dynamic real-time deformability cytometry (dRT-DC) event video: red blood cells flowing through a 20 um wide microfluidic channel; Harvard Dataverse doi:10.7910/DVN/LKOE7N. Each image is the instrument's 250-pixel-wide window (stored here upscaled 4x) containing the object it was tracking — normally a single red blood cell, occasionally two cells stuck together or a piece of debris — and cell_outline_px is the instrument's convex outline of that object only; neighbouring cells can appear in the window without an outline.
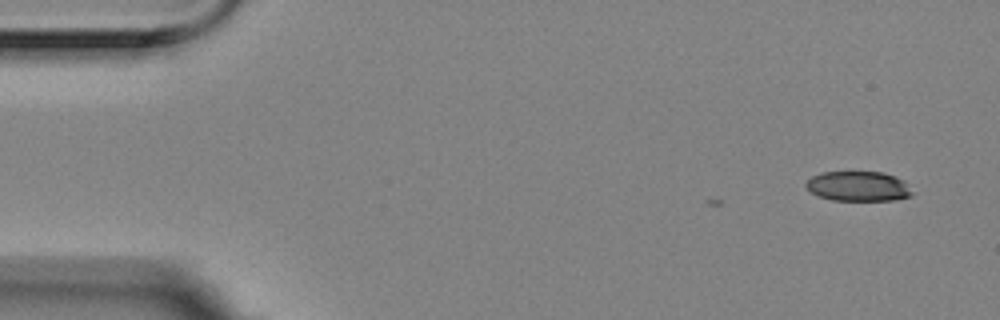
{"species": "Egyptian fruit bat (a non-hibernating species)", "species_latin": "Rousettus aegyptiacus", "temperature_condition": "room temperature", "stored_images_in_passage": 6, "camera_frame_rate_fps": 3000, "um_per_image_px": 0.085, "animal": {"sex": "female"}, "frame": {"image": 1, "passage_image": 1, "time_ms": 0.0, "image_size_px": [1000, 320], "cell_outline_px": [[916, 192], [912, 196], [896, 200], [832, 200], [816, 196], [804, 184], [812, 176], [820, 172], [884, 172], [896, 176], [904, 180]], "centroid_in_image_um": [73.02, 15.83], "position_along_channel_um": 12.0, "area_um2": 18.84}}
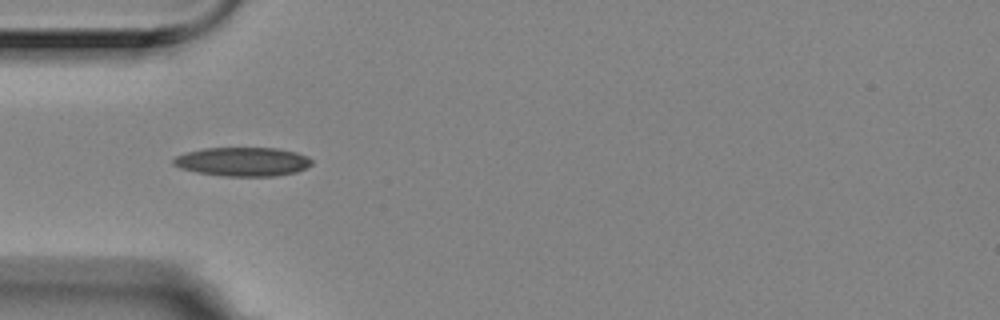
{"frame": {"image": 2, "passage_image": 5, "time_ms": 1.333, "image_size_px": [1000, 320], "cell_outline_px": [[312, 164], [296, 172], [276, 176], [224, 176], [196, 172], [180, 168], [172, 164], [172, 160], [176, 156], [188, 152], [204, 148], [276, 148], [296, 152], [308, 156], [312, 160]], "centroid_in_image_um": [20.63, 13.74], "position_along_channel_um": 64.4, "area_um2": 23.29}}
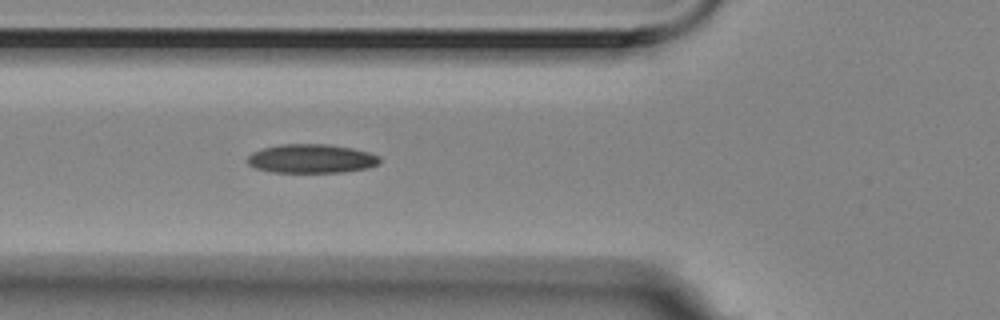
{"frame": {"image": 3, "passage_image": 6, "time_ms": 1.667, "image_size_px": [1000, 320], "cell_outline_px": [[380, 164], [368, 168], [344, 172], [272, 172], [256, 168], [248, 164], [248, 156], [252, 152], [264, 148], [280, 144], [328, 144], [352, 148], [368, 152], [380, 156]], "centroid_in_image_um": [26.5, 13.48], "position_along_channel_um": 99.3, "area_um2": 22.31}}